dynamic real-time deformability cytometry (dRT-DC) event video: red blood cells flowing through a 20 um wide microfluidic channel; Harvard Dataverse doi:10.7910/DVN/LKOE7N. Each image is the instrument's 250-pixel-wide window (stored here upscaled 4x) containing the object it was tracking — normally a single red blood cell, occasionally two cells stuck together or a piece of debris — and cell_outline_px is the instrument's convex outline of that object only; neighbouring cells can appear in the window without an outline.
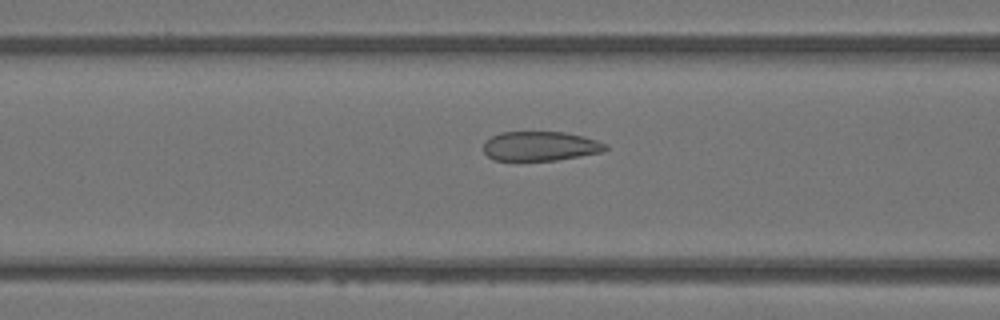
{"species": "Egyptian fruit bat (a non-hibernating species)", "species_latin": "Rousettus aegyptiacus", "temperature_condition": "warm", "stored_images_in_passage": 48, "camera_frame_rate_fps": 3000, "um_per_image_px": 0.085, "animal": {"sex": "female"}, "frame": {"image": 1, "passage_image": 20, "time_ms": 6.333, "image_size_px": [1000, 320], "cell_outline_px": [[608, 148], [604, 152], [556, 160], [496, 160], [488, 156], [484, 152], [484, 144], [492, 136], [500, 132], [564, 132], [584, 136], [608, 144]], "centroid_in_image_um": [45.97, 12.42], "position_along_channel_um": 120.6, "area_um2": 20.87}}
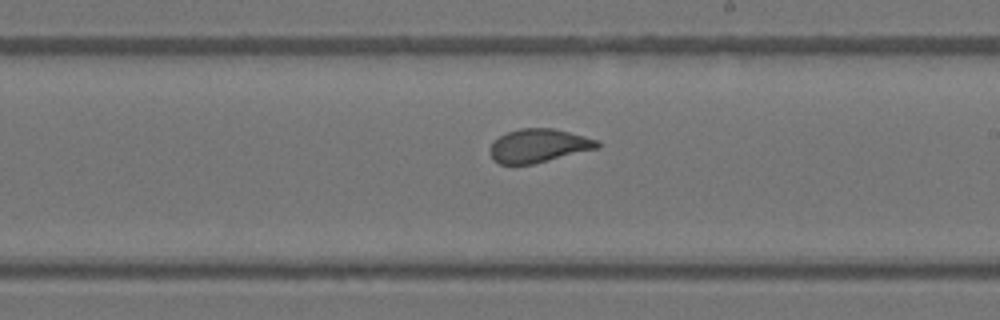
{"frame": {"image": 2, "passage_image": 29, "time_ms": 9.333, "image_size_px": [1000, 320], "cell_outline_px": [[600, 148], [532, 164], [500, 164], [492, 160], [488, 152], [488, 148], [500, 136], [508, 132], [520, 128], [552, 128], [584, 136], [596, 140], [600, 144]], "centroid_in_image_um": [45.75, 12.39], "position_along_channel_um": 243.3, "area_um2": 20.92}}
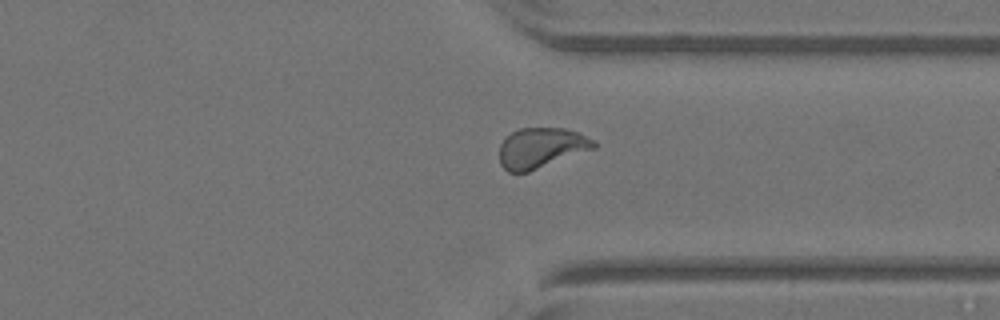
{"frame": {"image": 3, "passage_image": 38, "time_ms": 12.333, "image_size_px": [1000, 320], "cell_outline_px": [[596, 148], [528, 172], [508, 172], [500, 164], [500, 144], [512, 132], [520, 128], [564, 128], [576, 132], [596, 140]], "centroid_in_image_um": [46.01, 12.57], "position_along_channel_um": 365.4, "area_um2": 22.08}}